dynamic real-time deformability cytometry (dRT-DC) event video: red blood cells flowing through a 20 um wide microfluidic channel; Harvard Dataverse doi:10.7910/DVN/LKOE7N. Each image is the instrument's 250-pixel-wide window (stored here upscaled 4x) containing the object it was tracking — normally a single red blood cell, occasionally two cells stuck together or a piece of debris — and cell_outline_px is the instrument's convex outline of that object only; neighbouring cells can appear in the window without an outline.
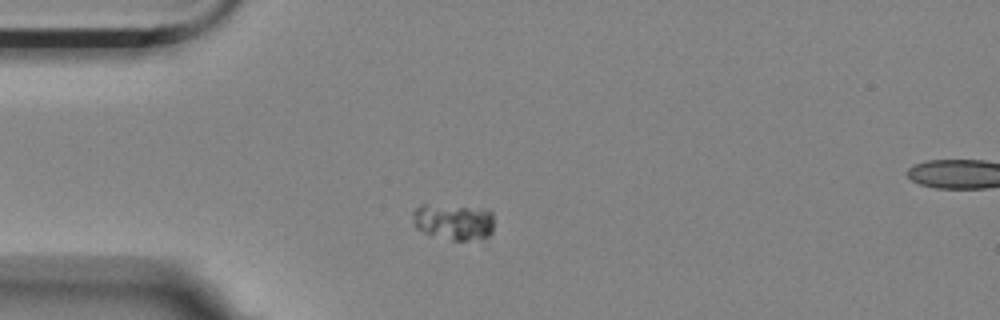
{"species": "Egyptian fruit bat (a non-hibernating species)", "species_latin": "Rousettus aegyptiacus", "temperature_condition": "room temperature", "stored_images_in_passage": 3, "camera_frame_rate_fps": 3000, "um_per_image_px": 0.085, "animal": {"sex": "female"}, "frame": {"image": 1, "passage_image": 1, "time_ms": 0.0, "image_size_px": [1000, 320], "cell_outline_px": [[492, 232], [488, 236], [480, 240], [452, 240], [424, 232], [416, 228], [412, 224], [412, 212], [420, 204], [424, 204], [464, 208], [492, 212]], "centroid_in_image_um": [38.49, 18.88], "position_along_channel_um": 46.5, "area_um2": 16.7}}
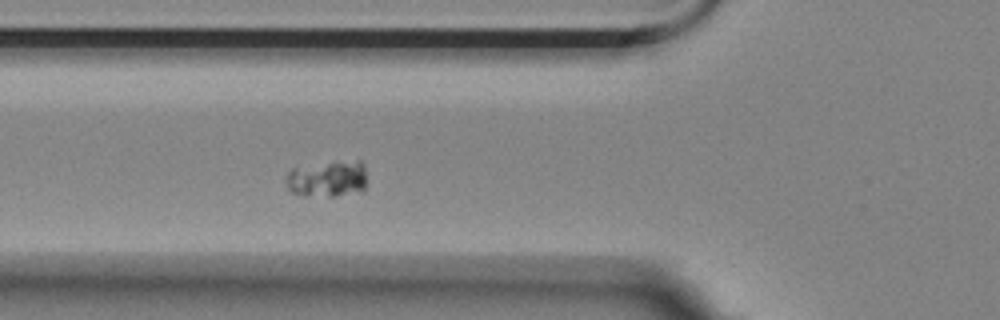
{"frame": {"image": 2, "passage_image": 3, "time_ms": 0.667, "image_size_px": [1000, 320], "cell_outline_px": [[364, 192], [336, 196], [304, 196], [292, 192], [288, 188], [288, 172], [292, 168], [356, 160], [360, 160], [364, 164]], "centroid_in_image_um": [27.87, 15.24], "position_along_channel_um": 97.9, "area_um2": 16.82}}